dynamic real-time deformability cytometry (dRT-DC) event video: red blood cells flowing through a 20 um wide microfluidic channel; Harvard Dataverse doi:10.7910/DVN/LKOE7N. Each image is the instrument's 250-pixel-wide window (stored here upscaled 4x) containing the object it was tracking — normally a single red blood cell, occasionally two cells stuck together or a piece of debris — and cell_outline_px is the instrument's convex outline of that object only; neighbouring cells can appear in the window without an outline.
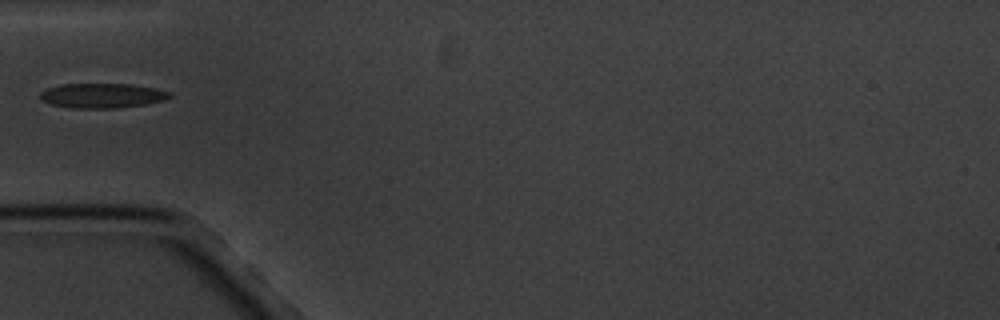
{"species": "common noctule bat (a hibernating species)", "species_latin": "Nyctalus noctula", "temperature_condition": "cold", "stored_images_in_passage": 1, "camera_frame_rate_fps": 3000, "um_per_image_px": 0.085, "animal": {"sex": "male", "body_mass_g": 20.1, "forearm_length_mm": 53.5}, "frame": {"image": 1, "passage_image": 1, "time_ms": 0.0, "image_size_px": [1000, 320], "cell_outline_px": [[172, 96], [164, 100], [144, 104], [116, 108], [68, 108], [48, 104], [40, 100], [40, 92], [48, 88], [60, 84], [132, 84], [156, 88], [172, 92]], "centroid_in_image_um": [8.66, 8.13], "position_along_channel_um": 76.3, "area_um2": 18.84}}